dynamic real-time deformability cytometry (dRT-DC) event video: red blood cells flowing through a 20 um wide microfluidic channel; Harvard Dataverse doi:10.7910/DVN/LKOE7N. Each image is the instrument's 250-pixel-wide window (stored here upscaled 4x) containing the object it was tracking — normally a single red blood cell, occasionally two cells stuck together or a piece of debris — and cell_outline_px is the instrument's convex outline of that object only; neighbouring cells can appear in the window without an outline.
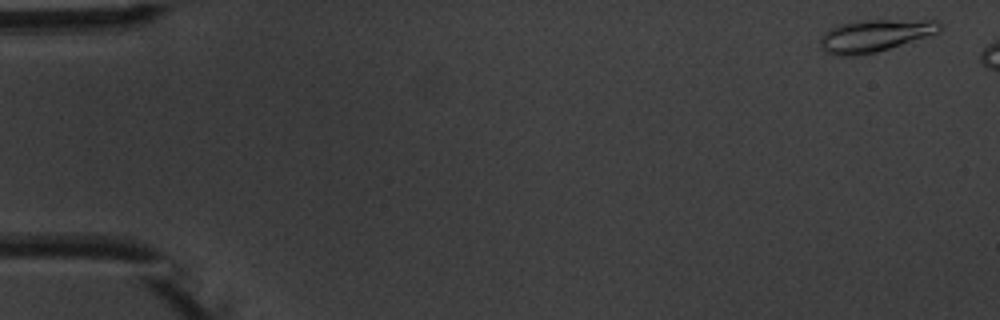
{"species": "common noctule bat (a hibernating species)", "species_latin": "Nyctalus noctula", "temperature_condition": "warm", "stored_images_in_passage": 3, "camera_frame_rate_fps": 3000, "um_per_image_px": 0.085, "animal": {"sex": "male", "body_mass_g": 20.1, "forearm_length_mm": 53.5}, "frame": {"image": 1, "passage_image": 1, "time_ms": 0.0, "image_size_px": [1000, 320], "cell_outline_px": [[944, 28], [928, 36], [876, 52], [852, 56], [836, 56], [820, 48], [820, 36], [824, 32], [840, 24], [860, 20], [936, 20], [944, 24]], "centroid_in_image_um": [74.36, 3.02], "position_along_channel_um": 10.6, "area_um2": 22.43}}